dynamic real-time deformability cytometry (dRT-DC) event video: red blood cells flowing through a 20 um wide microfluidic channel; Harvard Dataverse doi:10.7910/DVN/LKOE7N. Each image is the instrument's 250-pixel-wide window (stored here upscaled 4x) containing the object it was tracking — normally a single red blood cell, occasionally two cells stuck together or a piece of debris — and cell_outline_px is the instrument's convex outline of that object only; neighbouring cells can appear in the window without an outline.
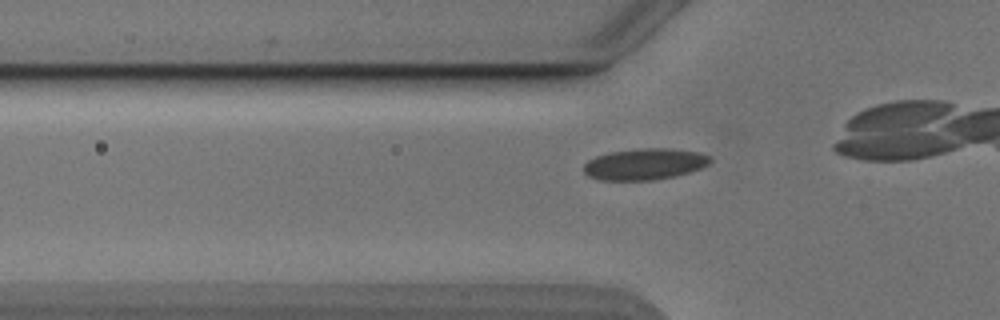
{"species": "Egyptian fruit bat (a non-hibernating species)", "species_latin": "Rousettus aegyptiacus", "temperature_condition": "cold", "stored_images_in_passage": 27, "camera_frame_rate_fps": 3000, "um_per_image_px": 0.085, "animal": {"sex": "male"}, "frame": {"image": 1, "passage_image": 3, "time_ms": 0.667, "image_size_px": [1000, 320], "cell_outline_px": [[712, 160], [708, 164], [700, 168], [688, 172], [672, 176], [652, 180], [600, 180], [588, 176], [584, 172], [584, 164], [588, 160], [596, 156], [608, 152], [640, 148], [668, 148], [700, 152], [708, 156]], "centroid_in_image_um": [54.76, 13.94], "position_along_channel_um": 71.0, "area_um2": 23.0}}
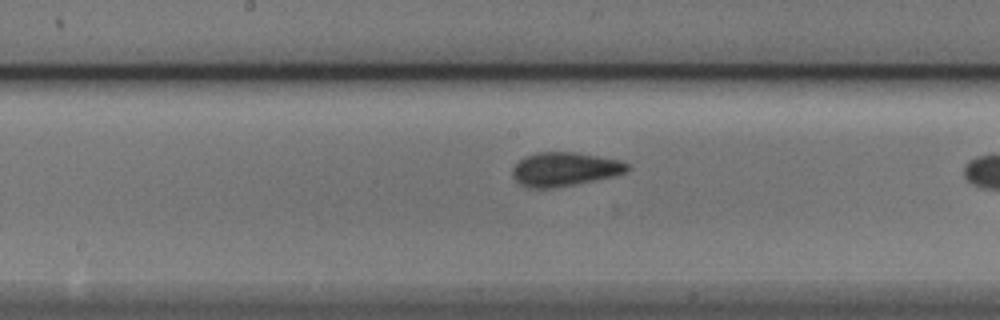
{"frame": {"image": 2, "passage_image": 13, "time_ms": 4.0, "image_size_px": [1000, 320], "cell_outline_px": [[628, 172], [612, 176], [552, 188], [524, 188], [512, 176], [512, 168], [524, 156], [536, 152], [576, 152], [620, 160], [628, 164]], "centroid_in_image_um": [47.95, 14.37], "position_along_channel_um": 200.3, "area_um2": 22.54}}
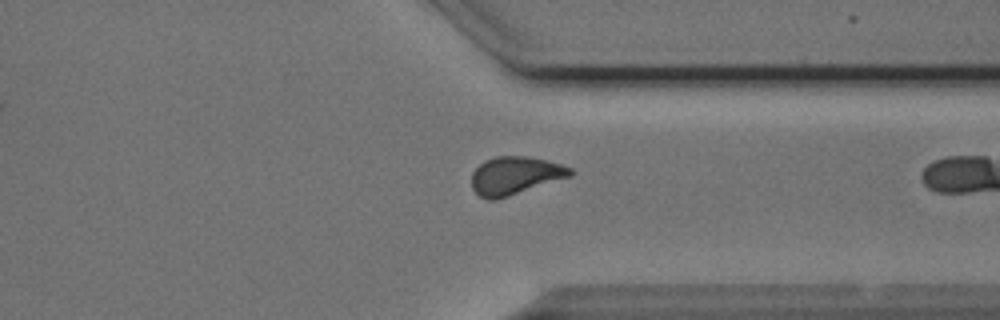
{"frame": {"image": 3, "passage_image": 26, "time_ms": 8.333, "image_size_px": [1000, 320], "cell_outline_px": [[572, 176], [496, 200], [488, 200], [480, 196], [472, 188], [472, 172], [484, 160], [496, 156], [524, 156], [548, 160], [572, 168]], "centroid_in_image_um": [43.77, 14.92], "position_along_channel_um": 367.6, "area_um2": 21.85}}